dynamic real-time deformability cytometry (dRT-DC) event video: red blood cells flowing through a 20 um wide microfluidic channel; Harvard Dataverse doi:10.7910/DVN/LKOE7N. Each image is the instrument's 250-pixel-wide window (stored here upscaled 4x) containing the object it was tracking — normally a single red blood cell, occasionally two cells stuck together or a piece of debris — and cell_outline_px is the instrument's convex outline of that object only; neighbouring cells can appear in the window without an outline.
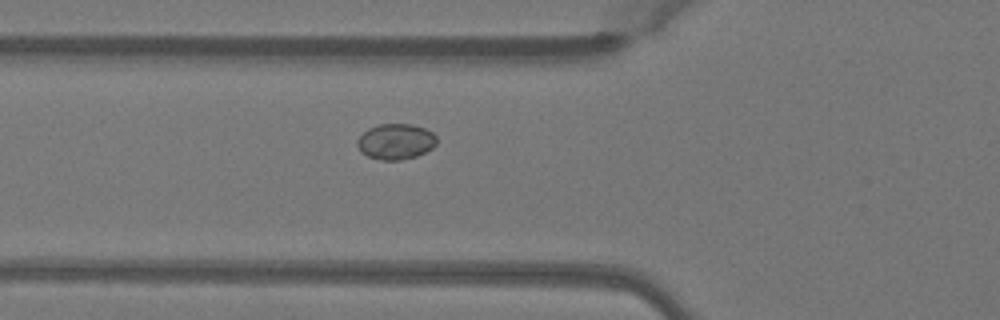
{"species": "Egyptian fruit bat (a non-hibernating species)", "species_latin": "Rousettus aegyptiacus", "temperature_condition": "warm", "stored_images_in_passage": 34, "camera_frame_rate_fps": 3000, "um_per_image_px": 0.085, "animal": {"sex": "female"}, "frame": {"image": 1, "passage_image": 2, "time_ms": 0.333, "image_size_px": [1000, 320], "cell_outline_px": [[436, 144], [432, 148], [416, 156], [400, 160], [380, 160], [368, 156], [360, 152], [356, 144], [356, 140], [368, 128], [380, 124], [412, 124], [424, 128], [432, 132], [436, 136]], "centroid_in_image_um": [33.61, 12.03], "position_along_channel_um": 92.2, "area_um2": 16.53}}
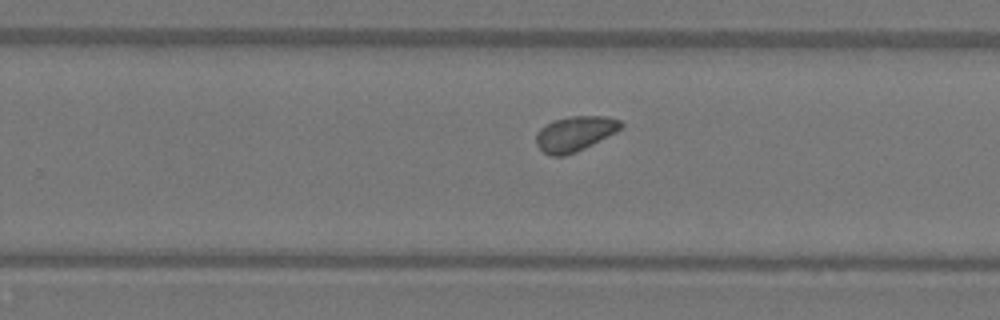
{"frame": {"image": 2, "passage_image": 16, "time_ms": 5.0, "image_size_px": [1000, 320], "cell_outline_px": [[624, 124], [616, 132], [576, 152], [564, 156], [548, 156], [536, 144], [536, 132], [540, 128], [552, 120], [568, 116], [604, 116], [620, 120]], "centroid_in_image_um": [48.83, 11.36], "position_along_channel_um": 281.0, "area_um2": 17.34}}
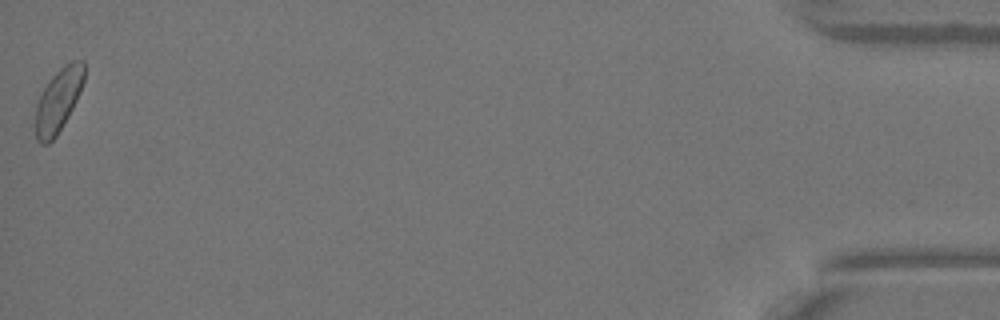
{"frame": {"image": 3, "passage_image": 34, "time_ms": 11.0, "image_size_px": [1000, 320], "cell_outline_px": [[84, 80], [80, 92], [68, 116], [56, 136], [48, 144], [40, 144], [36, 140], [36, 104], [44, 88], [52, 76], [64, 64], [72, 60], [84, 60]], "centroid_in_image_um": [4.96, 8.51], "position_along_channel_um": 430.2, "area_um2": 17.8}}